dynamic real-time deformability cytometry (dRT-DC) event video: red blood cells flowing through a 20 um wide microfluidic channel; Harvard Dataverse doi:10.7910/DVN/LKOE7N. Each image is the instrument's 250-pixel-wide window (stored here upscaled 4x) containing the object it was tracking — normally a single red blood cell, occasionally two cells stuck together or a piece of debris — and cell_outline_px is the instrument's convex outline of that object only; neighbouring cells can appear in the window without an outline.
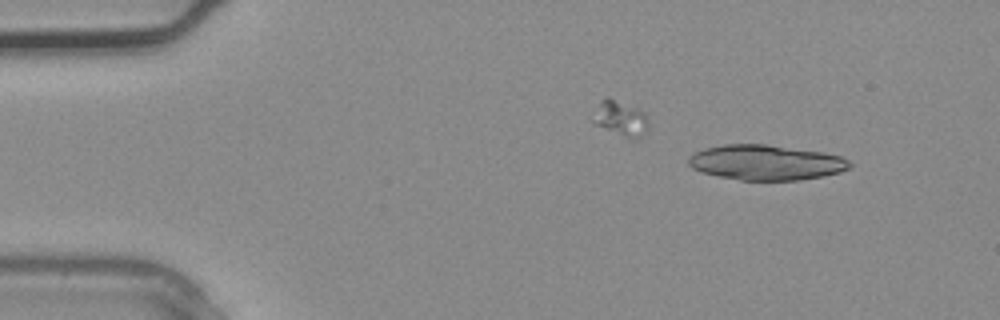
{"species": "common noctule bat (a hibernating species)", "species_latin": "Nyctalus noctula", "temperature_condition": "warm", "stored_images_in_passage": 5, "segment_of_instrument_passage": [2, 2], "camera_frame_rate_fps": 3000, "um_per_image_px": 0.085, "animal": {"sex": "male", "body_mass_g": 20.4}, "frame": {"image": 1, "passage_image": 3, "time_ms": 0.667, "image_size_px": [1000, 320], "cell_outline_px": [[852, 168], [840, 172], [824, 176], [800, 180], [740, 180], [700, 172], [692, 168], [688, 164], [688, 160], [696, 152], [704, 148], [724, 144], [768, 144], [824, 152], [840, 156], [848, 160], [852, 164]], "centroid_in_image_um": [65.14, 13.81], "position_along_channel_um": 19.9, "area_um2": 33.18}}
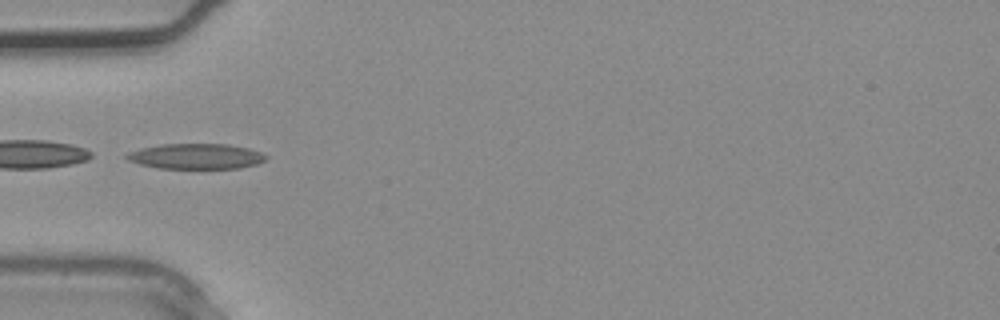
{"frame": {"image": 2, "passage_image": 5, "time_ms": 1.333, "image_size_px": [1000, 320], "cell_outline_px": [[268, 156], [264, 160], [256, 164], [240, 168], [160, 168], [140, 164], [128, 160], [124, 156], [128, 152], [140, 148], [160, 144], [228, 144], [248, 148], [260, 152]], "centroid_in_image_um": [16.64, 13.28], "position_along_channel_um": 68.4, "area_um2": 20.52}}